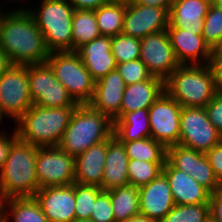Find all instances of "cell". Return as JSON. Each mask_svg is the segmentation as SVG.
<instances>
[{
    "mask_svg": "<svg viewBox=\"0 0 222 222\" xmlns=\"http://www.w3.org/2000/svg\"><path fill=\"white\" fill-rule=\"evenodd\" d=\"M0 48L13 65L45 63L50 55L42 32L22 3L8 7L0 19Z\"/></svg>",
    "mask_w": 222,
    "mask_h": 222,
    "instance_id": "obj_1",
    "label": "cell"
},
{
    "mask_svg": "<svg viewBox=\"0 0 222 222\" xmlns=\"http://www.w3.org/2000/svg\"><path fill=\"white\" fill-rule=\"evenodd\" d=\"M77 106L32 105L14 124L18 139L37 147L59 146Z\"/></svg>",
    "mask_w": 222,
    "mask_h": 222,
    "instance_id": "obj_2",
    "label": "cell"
},
{
    "mask_svg": "<svg viewBox=\"0 0 222 222\" xmlns=\"http://www.w3.org/2000/svg\"><path fill=\"white\" fill-rule=\"evenodd\" d=\"M37 146L17 139L0 171V201L34 197L39 189L36 175Z\"/></svg>",
    "mask_w": 222,
    "mask_h": 222,
    "instance_id": "obj_3",
    "label": "cell"
},
{
    "mask_svg": "<svg viewBox=\"0 0 222 222\" xmlns=\"http://www.w3.org/2000/svg\"><path fill=\"white\" fill-rule=\"evenodd\" d=\"M20 0L34 18L50 52L72 51V19L74 8L69 0ZM27 5L29 6L27 8ZM31 6V7H30Z\"/></svg>",
    "mask_w": 222,
    "mask_h": 222,
    "instance_id": "obj_4",
    "label": "cell"
},
{
    "mask_svg": "<svg viewBox=\"0 0 222 222\" xmlns=\"http://www.w3.org/2000/svg\"><path fill=\"white\" fill-rule=\"evenodd\" d=\"M114 122L89 104H78L59 144L62 151L76 157L92 145L113 136Z\"/></svg>",
    "mask_w": 222,
    "mask_h": 222,
    "instance_id": "obj_5",
    "label": "cell"
},
{
    "mask_svg": "<svg viewBox=\"0 0 222 222\" xmlns=\"http://www.w3.org/2000/svg\"><path fill=\"white\" fill-rule=\"evenodd\" d=\"M165 91L182 107H205L218 89L208 64H189L172 72Z\"/></svg>",
    "mask_w": 222,
    "mask_h": 222,
    "instance_id": "obj_6",
    "label": "cell"
},
{
    "mask_svg": "<svg viewBox=\"0 0 222 222\" xmlns=\"http://www.w3.org/2000/svg\"><path fill=\"white\" fill-rule=\"evenodd\" d=\"M46 62L76 103L91 101L96 81L75 51L50 52Z\"/></svg>",
    "mask_w": 222,
    "mask_h": 222,
    "instance_id": "obj_7",
    "label": "cell"
},
{
    "mask_svg": "<svg viewBox=\"0 0 222 222\" xmlns=\"http://www.w3.org/2000/svg\"><path fill=\"white\" fill-rule=\"evenodd\" d=\"M28 65H12L0 76V107L15 123L31 106Z\"/></svg>",
    "mask_w": 222,
    "mask_h": 222,
    "instance_id": "obj_8",
    "label": "cell"
},
{
    "mask_svg": "<svg viewBox=\"0 0 222 222\" xmlns=\"http://www.w3.org/2000/svg\"><path fill=\"white\" fill-rule=\"evenodd\" d=\"M28 79L34 105L40 107L78 106L67 89L55 77L47 62L28 65Z\"/></svg>",
    "mask_w": 222,
    "mask_h": 222,
    "instance_id": "obj_9",
    "label": "cell"
},
{
    "mask_svg": "<svg viewBox=\"0 0 222 222\" xmlns=\"http://www.w3.org/2000/svg\"><path fill=\"white\" fill-rule=\"evenodd\" d=\"M221 141L222 135L209 121L204 107H182L178 144L206 153Z\"/></svg>",
    "mask_w": 222,
    "mask_h": 222,
    "instance_id": "obj_10",
    "label": "cell"
},
{
    "mask_svg": "<svg viewBox=\"0 0 222 222\" xmlns=\"http://www.w3.org/2000/svg\"><path fill=\"white\" fill-rule=\"evenodd\" d=\"M36 175L39 189L71 185L75 182V157L58 146L37 147Z\"/></svg>",
    "mask_w": 222,
    "mask_h": 222,
    "instance_id": "obj_11",
    "label": "cell"
},
{
    "mask_svg": "<svg viewBox=\"0 0 222 222\" xmlns=\"http://www.w3.org/2000/svg\"><path fill=\"white\" fill-rule=\"evenodd\" d=\"M181 109L166 91L149 107L151 138L166 148L179 143Z\"/></svg>",
    "mask_w": 222,
    "mask_h": 222,
    "instance_id": "obj_12",
    "label": "cell"
},
{
    "mask_svg": "<svg viewBox=\"0 0 222 222\" xmlns=\"http://www.w3.org/2000/svg\"><path fill=\"white\" fill-rule=\"evenodd\" d=\"M141 40L140 60L149 73L164 82L180 66L166 30L149 34Z\"/></svg>",
    "mask_w": 222,
    "mask_h": 222,
    "instance_id": "obj_13",
    "label": "cell"
},
{
    "mask_svg": "<svg viewBox=\"0 0 222 222\" xmlns=\"http://www.w3.org/2000/svg\"><path fill=\"white\" fill-rule=\"evenodd\" d=\"M169 25V12L160 7L143 6L134 0L125 1V16L122 34L144 38L166 30Z\"/></svg>",
    "mask_w": 222,
    "mask_h": 222,
    "instance_id": "obj_14",
    "label": "cell"
},
{
    "mask_svg": "<svg viewBox=\"0 0 222 222\" xmlns=\"http://www.w3.org/2000/svg\"><path fill=\"white\" fill-rule=\"evenodd\" d=\"M34 197L49 222H72L76 219L74 183L40 188Z\"/></svg>",
    "mask_w": 222,
    "mask_h": 222,
    "instance_id": "obj_15",
    "label": "cell"
},
{
    "mask_svg": "<svg viewBox=\"0 0 222 222\" xmlns=\"http://www.w3.org/2000/svg\"><path fill=\"white\" fill-rule=\"evenodd\" d=\"M140 214L160 222L175 205L170 183L162 172L148 184L139 187Z\"/></svg>",
    "mask_w": 222,
    "mask_h": 222,
    "instance_id": "obj_16",
    "label": "cell"
},
{
    "mask_svg": "<svg viewBox=\"0 0 222 222\" xmlns=\"http://www.w3.org/2000/svg\"><path fill=\"white\" fill-rule=\"evenodd\" d=\"M125 88L126 84L123 78L115 69L95 82L94 94L88 104L114 122L120 118Z\"/></svg>",
    "mask_w": 222,
    "mask_h": 222,
    "instance_id": "obj_17",
    "label": "cell"
},
{
    "mask_svg": "<svg viewBox=\"0 0 222 222\" xmlns=\"http://www.w3.org/2000/svg\"><path fill=\"white\" fill-rule=\"evenodd\" d=\"M166 31L180 65L209 63L212 50L204 42L202 34L181 28H167Z\"/></svg>",
    "mask_w": 222,
    "mask_h": 222,
    "instance_id": "obj_18",
    "label": "cell"
},
{
    "mask_svg": "<svg viewBox=\"0 0 222 222\" xmlns=\"http://www.w3.org/2000/svg\"><path fill=\"white\" fill-rule=\"evenodd\" d=\"M75 52L95 81L116 69L117 63L111 53V37L95 38L80 46Z\"/></svg>",
    "mask_w": 222,
    "mask_h": 222,
    "instance_id": "obj_19",
    "label": "cell"
},
{
    "mask_svg": "<svg viewBox=\"0 0 222 222\" xmlns=\"http://www.w3.org/2000/svg\"><path fill=\"white\" fill-rule=\"evenodd\" d=\"M163 173L169 180L175 204L209 203L211 193L189 174L174 168L167 160L163 166Z\"/></svg>",
    "mask_w": 222,
    "mask_h": 222,
    "instance_id": "obj_20",
    "label": "cell"
},
{
    "mask_svg": "<svg viewBox=\"0 0 222 222\" xmlns=\"http://www.w3.org/2000/svg\"><path fill=\"white\" fill-rule=\"evenodd\" d=\"M211 0H175L169 11L168 28H181L202 34Z\"/></svg>",
    "mask_w": 222,
    "mask_h": 222,
    "instance_id": "obj_21",
    "label": "cell"
},
{
    "mask_svg": "<svg viewBox=\"0 0 222 222\" xmlns=\"http://www.w3.org/2000/svg\"><path fill=\"white\" fill-rule=\"evenodd\" d=\"M128 161L125 147L114 135L107 139V153L101 189L109 191L129 185Z\"/></svg>",
    "mask_w": 222,
    "mask_h": 222,
    "instance_id": "obj_22",
    "label": "cell"
},
{
    "mask_svg": "<svg viewBox=\"0 0 222 222\" xmlns=\"http://www.w3.org/2000/svg\"><path fill=\"white\" fill-rule=\"evenodd\" d=\"M107 140L92 145L75 157V182L83 185L102 186Z\"/></svg>",
    "mask_w": 222,
    "mask_h": 222,
    "instance_id": "obj_23",
    "label": "cell"
},
{
    "mask_svg": "<svg viewBox=\"0 0 222 222\" xmlns=\"http://www.w3.org/2000/svg\"><path fill=\"white\" fill-rule=\"evenodd\" d=\"M165 91V82L152 76L148 80L126 85L120 109V118L138 109L149 108Z\"/></svg>",
    "mask_w": 222,
    "mask_h": 222,
    "instance_id": "obj_24",
    "label": "cell"
},
{
    "mask_svg": "<svg viewBox=\"0 0 222 222\" xmlns=\"http://www.w3.org/2000/svg\"><path fill=\"white\" fill-rule=\"evenodd\" d=\"M113 135L120 142H131L151 137L149 108L125 113L114 121Z\"/></svg>",
    "mask_w": 222,
    "mask_h": 222,
    "instance_id": "obj_25",
    "label": "cell"
},
{
    "mask_svg": "<svg viewBox=\"0 0 222 222\" xmlns=\"http://www.w3.org/2000/svg\"><path fill=\"white\" fill-rule=\"evenodd\" d=\"M0 214L7 222H49L35 197L2 200L0 201Z\"/></svg>",
    "mask_w": 222,
    "mask_h": 222,
    "instance_id": "obj_26",
    "label": "cell"
},
{
    "mask_svg": "<svg viewBox=\"0 0 222 222\" xmlns=\"http://www.w3.org/2000/svg\"><path fill=\"white\" fill-rule=\"evenodd\" d=\"M107 192L110 195L115 222H123L140 214L138 187L126 185Z\"/></svg>",
    "mask_w": 222,
    "mask_h": 222,
    "instance_id": "obj_27",
    "label": "cell"
},
{
    "mask_svg": "<svg viewBox=\"0 0 222 222\" xmlns=\"http://www.w3.org/2000/svg\"><path fill=\"white\" fill-rule=\"evenodd\" d=\"M101 36L121 34L125 16V1L114 0L94 10Z\"/></svg>",
    "mask_w": 222,
    "mask_h": 222,
    "instance_id": "obj_28",
    "label": "cell"
},
{
    "mask_svg": "<svg viewBox=\"0 0 222 222\" xmlns=\"http://www.w3.org/2000/svg\"><path fill=\"white\" fill-rule=\"evenodd\" d=\"M101 36L94 10H74L72 19V51Z\"/></svg>",
    "mask_w": 222,
    "mask_h": 222,
    "instance_id": "obj_29",
    "label": "cell"
},
{
    "mask_svg": "<svg viewBox=\"0 0 222 222\" xmlns=\"http://www.w3.org/2000/svg\"><path fill=\"white\" fill-rule=\"evenodd\" d=\"M123 143L129 159L142 160L149 163H165L167 148L153 138H143Z\"/></svg>",
    "mask_w": 222,
    "mask_h": 222,
    "instance_id": "obj_30",
    "label": "cell"
},
{
    "mask_svg": "<svg viewBox=\"0 0 222 222\" xmlns=\"http://www.w3.org/2000/svg\"><path fill=\"white\" fill-rule=\"evenodd\" d=\"M165 163H149L142 160L129 159V185L141 187L154 180L163 172Z\"/></svg>",
    "mask_w": 222,
    "mask_h": 222,
    "instance_id": "obj_31",
    "label": "cell"
},
{
    "mask_svg": "<svg viewBox=\"0 0 222 222\" xmlns=\"http://www.w3.org/2000/svg\"><path fill=\"white\" fill-rule=\"evenodd\" d=\"M141 40L125 34H117L111 38V53L117 64L140 58Z\"/></svg>",
    "mask_w": 222,
    "mask_h": 222,
    "instance_id": "obj_32",
    "label": "cell"
},
{
    "mask_svg": "<svg viewBox=\"0 0 222 222\" xmlns=\"http://www.w3.org/2000/svg\"><path fill=\"white\" fill-rule=\"evenodd\" d=\"M75 218L90 219L96 197L103 191L95 185H83L74 182Z\"/></svg>",
    "mask_w": 222,
    "mask_h": 222,
    "instance_id": "obj_33",
    "label": "cell"
},
{
    "mask_svg": "<svg viewBox=\"0 0 222 222\" xmlns=\"http://www.w3.org/2000/svg\"><path fill=\"white\" fill-rule=\"evenodd\" d=\"M210 215L209 203L179 205L174 207L160 222H204Z\"/></svg>",
    "mask_w": 222,
    "mask_h": 222,
    "instance_id": "obj_34",
    "label": "cell"
},
{
    "mask_svg": "<svg viewBox=\"0 0 222 222\" xmlns=\"http://www.w3.org/2000/svg\"><path fill=\"white\" fill-rule=\"evenodd\" d=\"M202 37L211 50L222 43V11L212 4L204 18Z\"/></svg>",
    "mask_w": 222,
    "mask_h": 222,
    "instance_id": "obj_35",
    "label": "cell"
},
{
    "mask_svg": "<svg viewBox=\"0 0 222 222\" xmlns=\"http://www.w3.org/2000/svg\"><path fill=\"white\" fill-rule=\"evenodd\" d=\"M166 160L176 169L189 174L194 179L195 150L180 144L167 148Z\"/></svg>",
    "mask_w": 222,
    "mask_h": 222,
    "instance_id": "obj_36",
    "label": "cell"
},
{
    "mask_svg": "<svg viewBox=\"0 0 222 222\" xmlns=\"http://www.w3.org/2000/svg\"><path fill=\"white\" fill-rule=\"evenodd\" d=\"M194 179L210 193L221 188L205 153L195 151Z\"/></svg>",
    "mask_w": 222,
    "mask_h": 222,
    "instance_id": "obj_37",
    "label": "cell"
},
{
    "mask_svg": "<svg viewBox=\"0 0 222 222\" xmlns=\"http://www.w3.org/2000/svg\"><path fill=\"white\" fill-rule=\"evenodd\" d=\"M116 69L126 85L148 80L152 77L146 65L140 59L119 63Z\"/></svg>",
    "mask_w": 222,
    "mask_h": 222,
    "instance_id": "obj_38",
    "label": "cell"
},
{
    "mask_svg": "<svg viewBox=\"0 0 222 222\" xmlns=\"http://www.w3.org/2000/svg\"><path fill=\"white\" fill-rule=\"evenodd\" d=\"M90 219L93 222H115L110 195L107 191H102L96 197Z\"/></svg>",
    "mask_w": 222,
    "mask_h": 222,
    "instance_id": "obj_39",
    "label": "cell"
},
{
    "mask_svg": "<svg viewBox=\"0 0 222 222\" xmlns=\"http://www.w3.org/2000/svg\"><path fill=\"white\" fill-rule=\"evenodd\" d=\"M204 108L209 121L222 135V91H218Z\"/></svg>",
    "mask_w": 222,
    "mask_h": 222,
    "instance_id": "obj_40",
    "label": "cell"
},
{
    "mask_svg": "<svg viewBox=\"0 0 222 222\" xmlns=\"http://www.w3.org/2000/svg\"><path fill=\"white\" fill-rule=\"evenodd\" d=\"M214 175L222 187V141L205 153Z\"/></svg>",
    "mask_w": 222,
    "mask_h": 222,
    "instance_id": "obj_41",
    "label": "cell"
},
{
    "mask_svg": "<svg viewBox=\"0 0 222 222\" xmlns=\"http://www.w3.org/2000/svg\"><path fill=\"white\" fill-rule=\"evenodd\" d=\"M12 129L10 132L9 129L0 132V171L8 157L10 147L18 139L17 132Z\"/></svg>",
    "mask_w": 222,
    "mask_h": 222,
    "instance_id": "obj_42",
    "label": "cell"
},
{
    "mask_svg": "<svg viewBox=\"0 0 222 222\" xmlns=\"http://www.w3.org/2000/svg\"><path fill=\"white\" fill-rule=\"evenodd\" d=\"M218 91H222V52L217 49L212 50V54L208 63Z\"/></svg>",
    "mask_w": 222,
    "mask_h": 222,
    "instance_id": "obj_43",
    "label": "cell"
},
{
    "mask_svg": "<svg viewBox=\"0 0 222 222\" xmlns=\"http://www.w3.org/2000/svg\"><path fill=\"white\" fill-rule=\"evenodd\" d=\"M209 213L218 222H222V187L210 194Z\"/></svg>",
    "mask_w": 222,
    "mask_h": 222,
    "instance_id": "obj_44",
    "label": "cell"
},
{
    "mask_svg": "<svg viewBox=\"0 0 222 222\" xmlns=\"http://www.w3.org/2000/svg\"><path fill=\"white\" fill-rule=\"evenodd\" d=\"M75 10H96L114 0H69Z\"/></svg>",
    "mask_w": 222,
    "mask_h": 222,
    "instance_id": "obj_45",
    "label": "cell"
},
{
    "mask_svg": "<svg viewBox=\"0 0 222 222\" xmlns=\"http://www.w3.org/2000/svg\"><path fill=\"white\" fill-rule=\"evenodd\" d=\"M137 4L143 6L160 7L170 11L175 0H134Z\"/></svg>",
    "mask_w": 222,
    "mask_h": 222,
    "instance_id": "obj_46",
    "label": "cell"
},
{
    "mask_svg": "<svg viewBox=\"0 0 222 222\" xmlns=\"http://www.w3.org/2000/svg\"><path fill=\"white\" fill-rule=\"evenodd\" d=\"M13 63L9 56L0 48V76L7 71Z\"/></svg>",
    "mask_w": 222,
    "mask_h": 222,
    "instance_id": "obj_47",
    "label": "cell"
},
{
    "mask_svg": "<svg viewBox=\"0 0 222 222\" xmlns=\"http://www.w3.org/2000/svg\"><path fill=\"white\" fill-rule=\"evenodd\" d=\"M123 222H157L155 220H152L142 214L136 215L133 218L127 219L126 221Z\"/></svg>",
    "mask_w": 222,
    "mask_h": 222,
    "instance_id": "obj_48",
    "label": "cell"
},
{
    "mask_svg": "<svg viewBox=\"0 0 222 222\" xmlns=\"http://www.w3.org/2000/svg\"><path fill=\"white\" fill-rule=\"evenodd\" d=\"M4 118H6V119H4ZM8 118L6 117V115L2 112V110H1V107H0V132H2V131H5L7 128H6V126H5V128H4V126H2V124H4L3 123V121L5 120H7ZM2 123V124H1ZM2 127V128H1Z\"/></svg>",
    "mask_w": 222,
    "mask_h": 222,
    "instance_id": "obj_49",
    "label": "cell"
},
{
    "mask_svg": "<svg viewBox=\"0 0 222 222\" xmlns=\"http://www.w3.org/2000/svg\"><path fill=\"white\" fill-rule=\"evenodd\" d=\"M211 4L222 11V0H211Z\"/></svg>",
    "mask_w": 222,
    "mask_h": 222,
    "instance_id": "obj_50",
    "label": "cell"
},
{
    "mask_svg": "<svg viewBox=\"0 0 222 222\" xmlns=\"http://www.w3.org/2000/svg\"><path fill=\"white\" fill-rule=\"evenodd\" d=\"M2 1H4V0H0V3L5 6H7V4H8V7L10 6V4L8 3L9 1L12 2V4H17V5L20 4V0H8V1L5 0V2H3V3H2ZM17 2H19V3H17Z\"/></svg>",
    "mask_w": 222,
    "mask_h": 222,
    "instance_id": "obj_51",
    "label": "cell"
},
{
    "mask_svg": "<svg viewBox=\"0 0 222 222\" xmlns=\"http://www.w3.org/2000/svg\"><path fill=\"white\" fill-rule=\"evenodd\" d=\"M204 222H218L215 218L209 215Z\"/></svg>",
    "mask_w": 222,
    "mask_h": 222,
    "instance_id": "obj_52",
    "label": "cell"
},
{
    "mask_svg": "<svg viewBox=\"0 0 222 222\" xmlns=\"http://www.w3.org/2000/svg\"><path fill=\"white\" fill-rule=\"evenodd\" d=\"M72 222H93L91 219H75Z\"/></svg>",
    "mask_w": 222,
    "mask_h": 222,
    "instance_id": "obj_53",
    "label": "cell"
},
{
    "mask_svg": "<svg viewBox=\"0 0 222 222\" xmlns=\"http://www.w3.org/2000/svg\"><path fill=\"white\" fill-rule=\"evenodd\" d=\"M4 10H7L6 6L5 5H1L0 6V19H1L2 15H3V13L5 12Z\"/></svg>",
    "mask_w": 222,
    "mask_h": 222,
    "instance_id": "obj_54",
    "label": "cell"
},
{
    "mask_svg": "<svg viewBox=\"0 0 222 222\" xmlns=\"http://www.w3.org/2000/svg\"><path fill=\"white\" fill-rule=\"evenodd\" d=\"M0 222H7V220H5L1 214H0Z\"/></svg>",
    "mask_w": 222,
    "mask_h": 222,
    "instance_id": "obj_55",
    "label": "cell"
},
{
    "mask_svg": "<svg viewBox=\"0 0 222 222\" xmlns=\"http://www.w3.org/2000/svg\"><path fill=\"white\" fill-rule=\"evenodd\" d=\"M219 52H222V43H221V45L218 47V49H217Z\"/></svg>",
    "mask_w": 222,
    "mask_h": 222,
    "instance_id": "obj_56",
    "label": "cell"
}]
</instances>
